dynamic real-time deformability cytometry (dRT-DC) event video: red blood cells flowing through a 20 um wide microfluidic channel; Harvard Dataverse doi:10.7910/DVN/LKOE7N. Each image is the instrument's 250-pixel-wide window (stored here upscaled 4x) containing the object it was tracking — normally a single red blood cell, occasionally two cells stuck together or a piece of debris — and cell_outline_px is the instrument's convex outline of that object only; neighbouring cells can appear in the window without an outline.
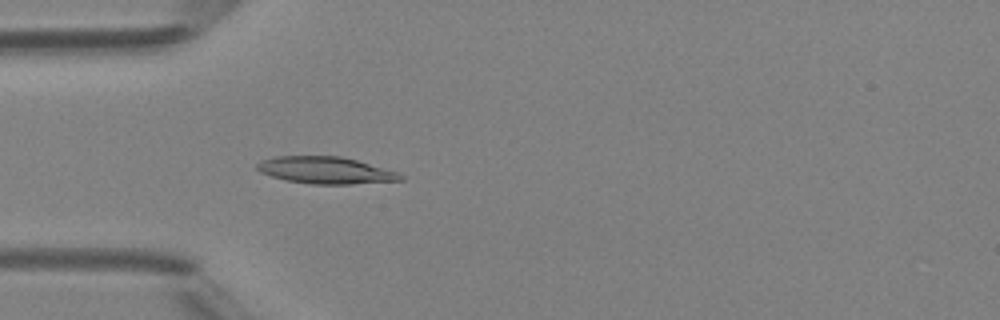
{"species": "Egyptian fruit bat (a non-hibernating species)", "species_latin": "Rousettus aegyptiacus", "temperature_condition": "room temperature", "stored_images_in_passage": 45, "camera_frame_rate_fps": 3000, "um_per_image_px": 0.085, "animal": {"sex": "female"}, "frame": {"image": 1, "passage_image": 11, "time_ms": 3.333, "image_size_px": [1000, 320], "cell_outline_px": [[404, 180], [352, 184], [312, 184], [288, 180], [272, 176], [260, 172], [256, 168], [256, 164], [260, 160], [276, 156], [340, 156], [356, 160], [396, 172], [404, 176]], "centroid_in_image_um": [27.65, 14.47], "position_along_channel_um": 57.4, "area_um2": 22.31}}
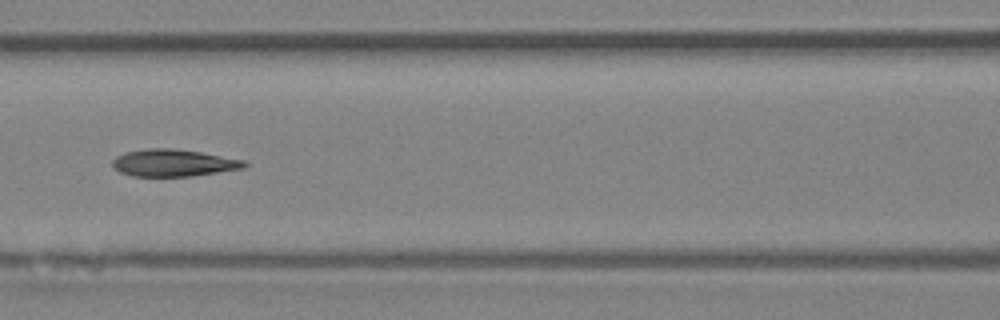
{"frame": {"image": 2, "passage_image": 18, "time_ms": 5.667, "image_size_px": [1000, 320], "cell_outline_px": [[248, 164], [244, 168], [192, 176], [132, 176], [120, 172], [112, 164], [112, 160], [116, 156], [124, 152], [148, 148], [172, 148], [200, 152], [244, 160]], "centroid_in_image_um": [14.73, 13.84], "position_along_channel_um": 151.9, "area_um2": 20.75}}
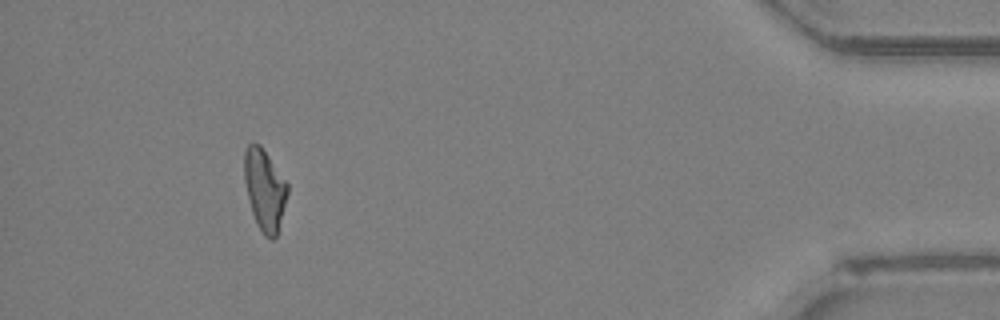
{"frame": {"image": 3, "passage_image": 41, "time_ms": 13.333, "image_size_px": [1000, 320], "cell_outline_px": [[288, 192], [276, 236], [272, 240], [264, 236], [256, 224], [252, 212], [244, 180], [244, 152], [248, 144], [260, 144], [288, 184]], "centroid_in_image_um": [22.48, 16.13], "position_along_channel_um": 412.7, "area_um2": 20.17}, "authors_computed_cell_mechanics": {"area_um2": 21.097, "velocity_mm_per_s": 4.2342, "shape_relaxation_time_tau1_ms": null, "shape_relaxation_time_tau2_ms": 8.8046, "deformation_change_tau1": null, "deformation_change_tau2": 0.1651}}